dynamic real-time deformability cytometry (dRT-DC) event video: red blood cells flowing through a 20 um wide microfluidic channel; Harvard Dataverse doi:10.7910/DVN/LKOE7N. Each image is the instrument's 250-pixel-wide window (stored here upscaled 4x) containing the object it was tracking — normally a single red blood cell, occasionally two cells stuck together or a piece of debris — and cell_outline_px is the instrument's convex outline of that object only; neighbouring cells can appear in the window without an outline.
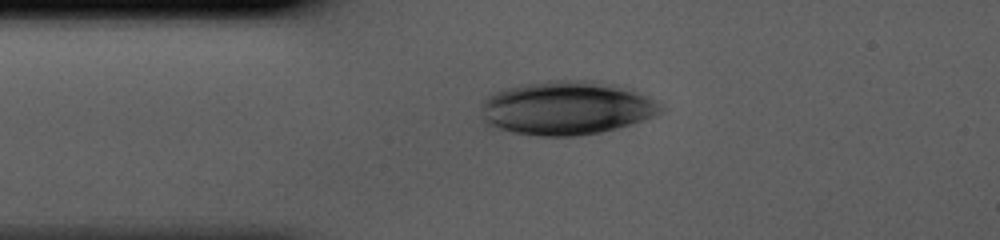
{"species": "human", "species_latin": "Homo sapiens", "temperature_condition": "cold", "stored_images_in_passage": 35, "camera_frame_rate_fps": 3000, "um_per_image_px": 0.085, "donor": {"sex": "male"}, "frame": {"image": 1, "passage_image": 1, "time_ms": 0.0, "image_size_px": [1000, 240], "cell_outline_px": [[664, 108], [660, 112], [644, 120], [616, 128], [600, 132], [576, 136], [540, 136], [512, 132], [488, 124], [484, 120], [480, 104], [488, 96], [504, 88], [520, 84], [544, 80], [588, 80], [616, 84], [644, 96], [652, 100]], "centroid_in_image_um": [48.1, 9.17], "position_along_channel_um": 36.9, "area_um2": 55.89}}
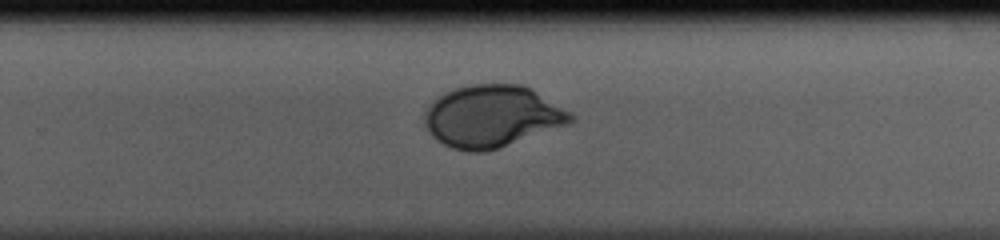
{"frame": {"image": 2, "passage_image": 20, "time_ms": 6.333, "image_size_px": [1000, 240], "cell_outline_px": [[576, 120], [568, 124], [500, 148], [480, 152], [468, 152], [452, 148], [436, 140], [428, 132], [424, 124], [424, 116], [428, 108], [440, 96], [456, 88], [472, 84], [520, 84], [532, 88], [568, 112]], "centroid_in_image_um": [41.81, 9.9], "position_along_channel_um": 288.0, "area_um2": 52.31}}
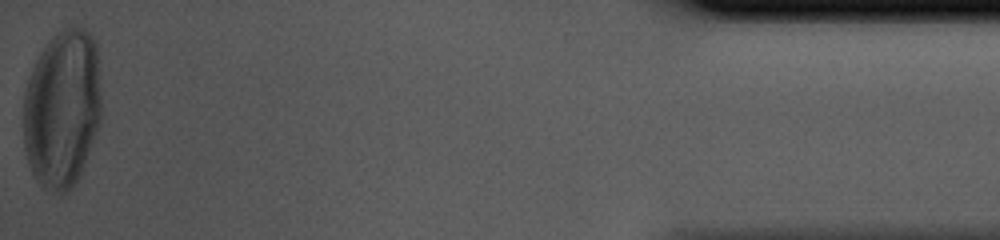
{"frame": {"image": 3, "passage_image": 35, "time_ms": 11.333, "image_size_px": [1000, 240], "cell_outline_px": [[100, 124], [84, 164], [76, 180], [64, 196], [60, 196], [48, 192], [36, 180], [28, 164], [24, 148], [24, 92], [32, 68], [40, 52], [48, 40], [56, 32], [72, 24], [84, 28], [92, 36], [96, 44], [100, 92]], "centroid_in_image_um": [5.28, 9.24], "position_along_channel_um": 429.9, "area_um2": 72.65}}